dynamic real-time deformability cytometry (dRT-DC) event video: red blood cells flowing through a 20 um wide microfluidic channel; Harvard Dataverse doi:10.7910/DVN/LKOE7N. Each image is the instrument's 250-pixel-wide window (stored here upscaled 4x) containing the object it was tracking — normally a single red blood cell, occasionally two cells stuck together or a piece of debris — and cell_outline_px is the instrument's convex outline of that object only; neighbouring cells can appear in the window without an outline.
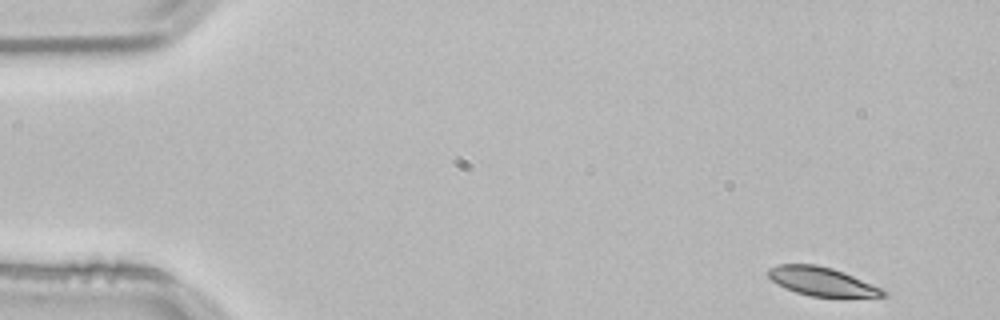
{"species": "common noctule bat (a hibernating species)", "species_latin": "Nyctalus noctula", "temperature_condition": "room temperature", "stored_images_in_passage": 47, "camera_frame_rate_fps": 3000, "um_per_image_px": 0.085, "animal": {"sex": "male", "body_mass_g": 21.5, "forearm_length_mm": 52.0}, "frame": {"image": 1, "passage_image": 1, "time_ms": 0.0, "image_size_px": [1000, 320], "cell_outline_px": [[888, 296], [812, 296], [796, 292], [784, 288], [772, 280], [768, 276], [768, 268], [780, 264], [816, 264], [832, 268], [844, 272], [872, 284], [888, 292]], "centroid_in_image_um": [69.83, 23.91], "position_along_channel_um": 15.2, "area_um2": 18.9}}
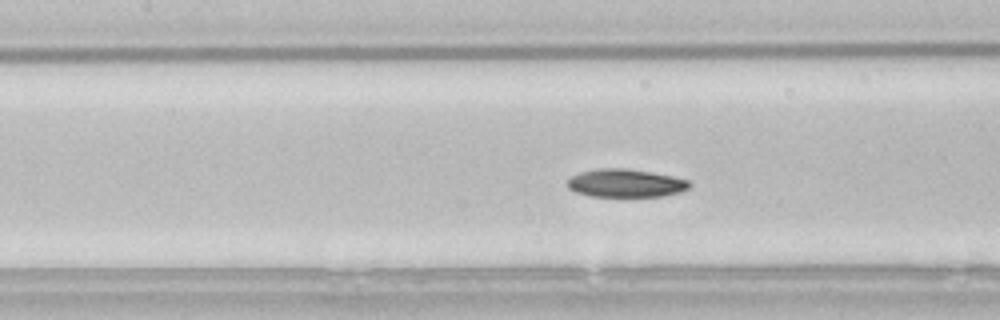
{"frame": {"image": 2, "passage_image": 21, "time_ms": 6.667, "image_size_px": [1000, 320], "cell_outline_px": [[692, 184], [688, 188], [680, 192], [660, 196], [592, 196], [576, 192], [568, 188], [568, 180], [572, 176], [580, 172], [600, 168], [624, 168], [672, 176], [688, 180]], "centroid_in_image_um": [53.17, 15.57], "position_along_channel_um": 154.2, "area_um2": 19.71}}
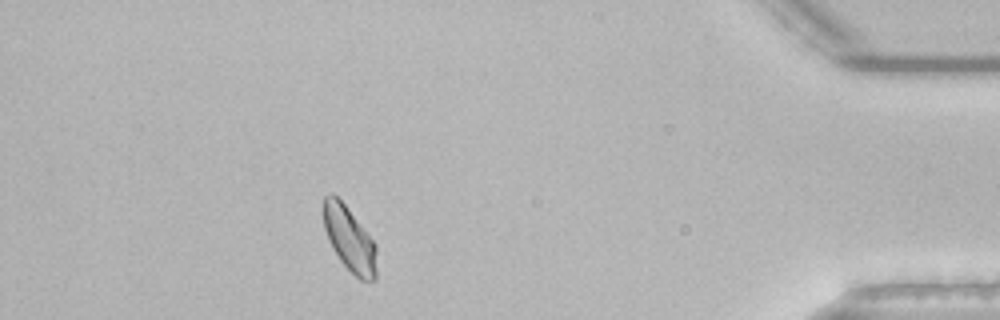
{"frame": {"image": 3, "passage_image": 45, "time_ms": 14.667, "image_size_px": [1000, 320], "cell_outline_px": [[376, 280], [360, 280], [340, 260], [332, 248], [328, 240], [324, 228], [324, 196], [332, 192], [344, 204], [376, 244]], "centroid_in_image_um": [29.7, 20.33], "position_along_channel_um": 405.5, "area_um2": 19.71}, "authors_computed_cell_mechanics": {"area_um2": 20.23, "velocity_mm_per_s": 3.7822, "shape_relaxation_time_tau1_ms": 4.8114, "shape_relaxation_time_tau2_ms": 10.1549, "deformation_change_tau1": 0.1308, "deformation_change_tau2": 0.1311}}